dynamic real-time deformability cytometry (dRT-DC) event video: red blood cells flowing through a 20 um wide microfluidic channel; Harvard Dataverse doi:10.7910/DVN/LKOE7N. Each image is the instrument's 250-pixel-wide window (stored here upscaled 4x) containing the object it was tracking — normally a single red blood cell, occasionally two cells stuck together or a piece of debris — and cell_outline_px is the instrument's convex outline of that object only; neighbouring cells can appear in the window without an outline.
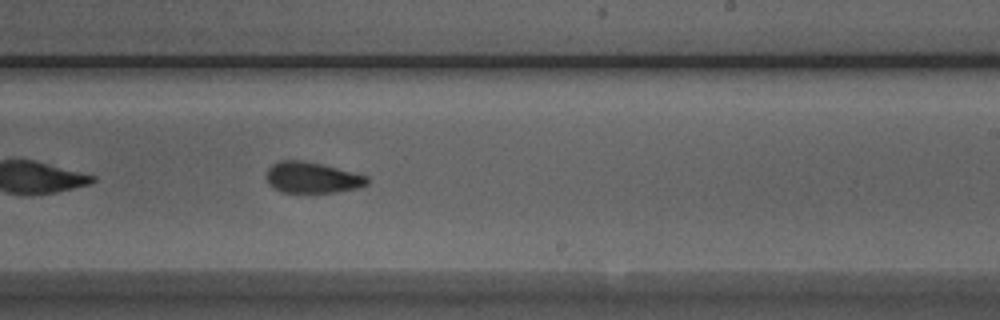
{"species": "Egyptian fruit bat (a non-hibernating species)", "species_latin": "Rousettus aegyptiacus", "temperature_condition": "room temperature", "stored_images_in_passage": 39, "camera_frame_rate_fps": 3000, "um_per_image_px": 0.085, "animal": {"sex": "male"}, "frame": {"image": 1, "passage_image": 17, "time_ms": 5.333, "image_size_px": [1000, 320], "cell_outline_px": [[368, 184], [356, 188], [336, 192], [280, 192], [268, 184], [268, 168], [272, 164], [280, 160], [304, 160], [368, 176]], "centroid_in_image_um": [26.51, 15.09], "position_along_channel_um": 262.5, "area_um2": 17.98}}
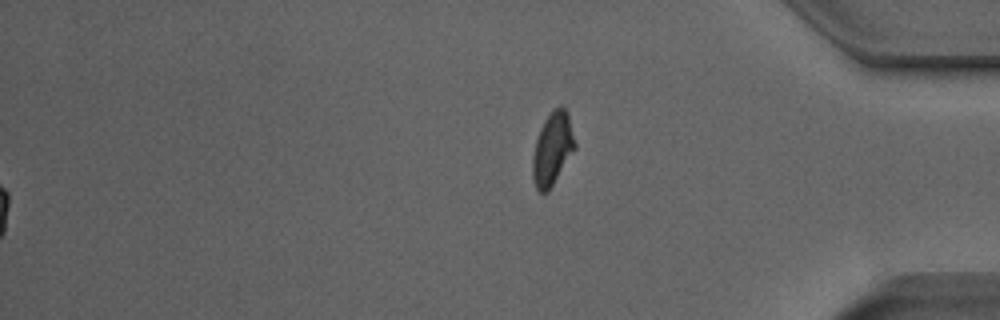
{"frame": {"image": 2, "passage_image": 39, "time_ms": 12.667, "image_size_px": [1000, 320], "cell_outline_px": [[576, 148], [548, 192], [540, 192], [536, 188], [532, 180], [532, 156], [536, 140], [540, 128], [544, 120], [552, 108], [560, 104], [568, 112], [576, 144]], "centroid_in_image_um": [46.95, 12.62], "position_along_channel_um": 388.2, "area_um2": 18.21}, "authors_computed_cell_mechanics": {"area_um2": 18.7272, "velocity_mm_per_s": 3.9639, "shape_relaxation_time_tau1_ms": 8.0655, "shape_relaxation_time_tau2_ms": 2.0699, "deformation_change_tau1": 0.182, "deformation_change_tau2": 0.0759}}